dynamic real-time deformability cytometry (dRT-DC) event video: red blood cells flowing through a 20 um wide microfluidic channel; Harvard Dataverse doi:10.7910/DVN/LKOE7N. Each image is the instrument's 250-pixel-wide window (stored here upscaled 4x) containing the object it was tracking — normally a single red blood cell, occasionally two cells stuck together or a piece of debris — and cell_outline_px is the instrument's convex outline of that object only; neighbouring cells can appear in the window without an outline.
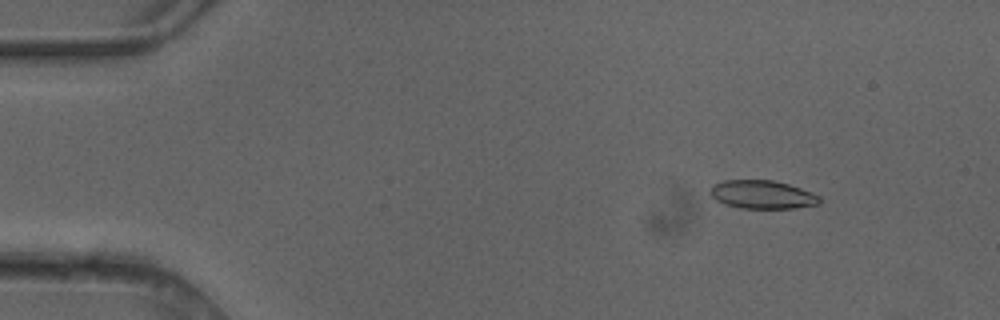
{"species": "common noctule bat (a hibernating species)", "species_latin": "Nyctalus noctula", "temperature_condition": "cold", "stored_images_in_passage": 4, "camera_frame_rate_fps": 3000, "um_per_image_px": 0.085, "animal": {"sex": "female"}, "frame": {"image": 1, "passage_image": 2, "time_ms": 0.333, "image_size_px": [1000, 320], "cell_outline_px": [[820, 204], [792, 208], [740, 208], [724, 204], [716, 200], [708, 192], [712, 184], [724, 180], [772, 180], [788, 184], [800, 188], [820, 196]], "centroid_in_image_um": [64.75, 16.53], "position_along_channel_um": 20.2, "area_um2": 18.09}}